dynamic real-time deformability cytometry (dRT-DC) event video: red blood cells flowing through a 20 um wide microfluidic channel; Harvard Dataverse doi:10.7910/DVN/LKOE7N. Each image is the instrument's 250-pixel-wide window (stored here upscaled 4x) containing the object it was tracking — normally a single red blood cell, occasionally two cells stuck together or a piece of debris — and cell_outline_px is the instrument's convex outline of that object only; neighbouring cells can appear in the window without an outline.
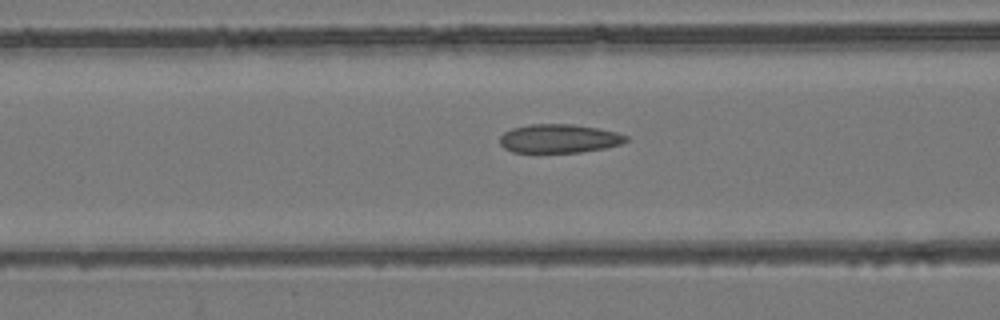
{"species": "common noctule bat (a hibernating species)", "species_latin": "Nyctalus noctula", "temperature_condition": "room temperature", "stored_images_in_passage": 47, "camera_frame_rate_fps": 3000, "um_per_image_px": 0.085, "animal": {"sex": "female", "body_mass_g": 24.6, "forearm_length_mm": 56.2}, "frame": {"image": 1, "passage_image": 22, "time_ms": 7.0, "image_size_px": [1000, 320], "cell_outline_px": [[628, 140], [620, 144], [604, 148], [580, 152], [512, 152], [504, 148], [500, 144], [500, 136], [504, 132], [512, 128], [532, 124], [572, 124], [596, 128], [616, 132], [628, 136]], "centroid_in_image_um": [47.5, 11.78], "position_along_channel_um": 119.1, "area_um2": 20.98}}
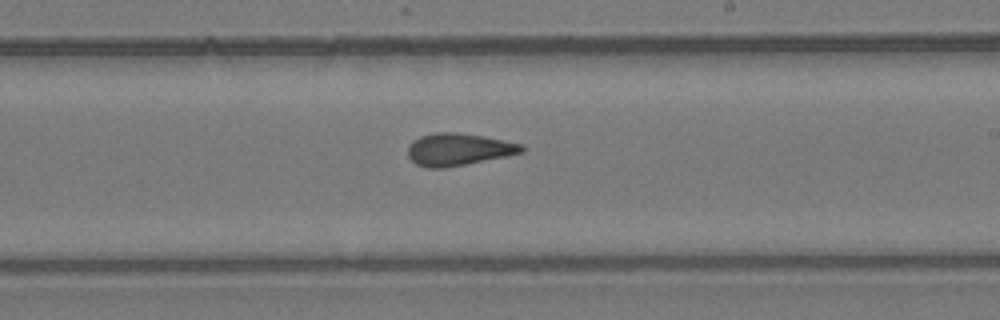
{"frame": {"image": 2, "passage_image": 32, "time_ms": 10.333, "image_size_px": [1000, 320], "cell_outline_px": [[524, 152], [508, 156], [444, 168], [428, 168], [416, 164], [408, 156], [408, 144], [412, 140], [420, 136], [432, 132], [456, 132], [484, 136], [524, 144]], "centroid_in_image_um": [38.97, 12.69], "position_along_channel_um": 250.0, "area_um2": 21.62}}
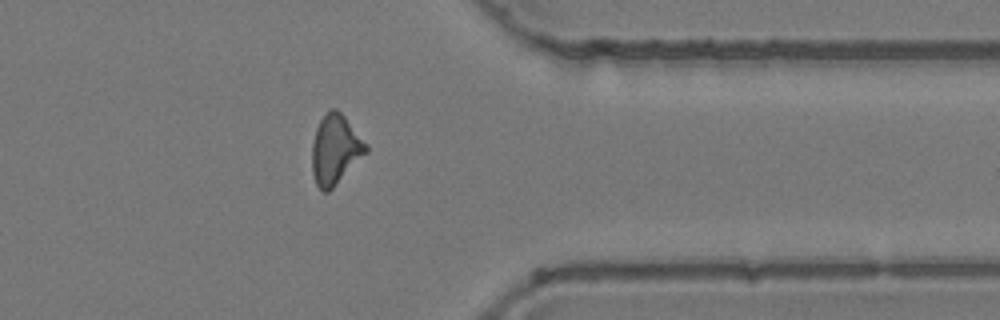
{"frame": {"image": 3, "passage_image": 43, "time_ms": 14.0, "image_size_px": [1000, 320], "cell_outline_px": [[368, 152], [328, 192], [324, 192], [316, 184], [312, 172], [312, 144], [316, 128], [320, 120], [332, 108], [336, 108], [344, 116], [368, 144]], "centroid_in_image_um": [28.51, 12.71], "position_along_channel_um": 382.9, "area_um2": 21.73}}